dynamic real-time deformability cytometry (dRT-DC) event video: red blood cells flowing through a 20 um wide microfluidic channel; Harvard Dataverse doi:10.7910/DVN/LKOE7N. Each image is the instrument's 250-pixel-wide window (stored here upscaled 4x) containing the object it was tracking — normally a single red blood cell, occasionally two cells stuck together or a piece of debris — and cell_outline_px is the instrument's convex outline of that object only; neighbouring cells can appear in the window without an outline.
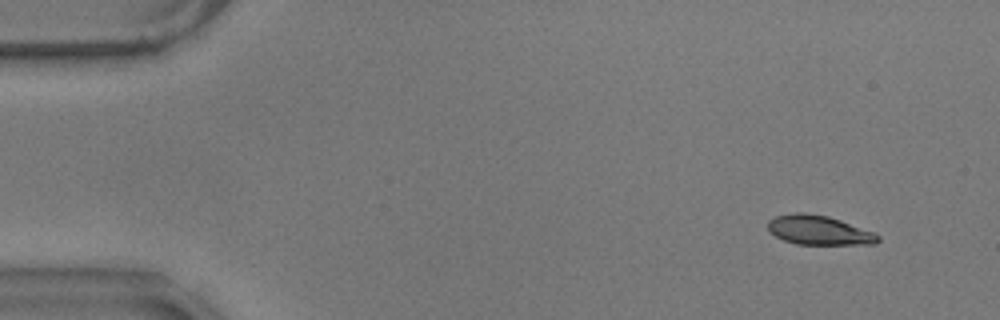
{"species": "common noctule bat (a hibernating species)", "species_latin": "Nyctalus noctula", "temperature_condition": "warm", "stored_images_in_passage": 54, "camera_frame_rate_fps": 3000, "um_per_image_px": 0.085, "animal": {"sex": "male", "body_mass_g": 17.9}, "frame": {"image": 1, "passage_image": 1, "time_ms": 0.0, "image_size_px": [1000, 320], "cell_outline_px": [[880, 240], [876, 244], [796, 244], [784, 240], [768, 232], [768, 220], [776, 216], [796, 212], [804, 212], [828, 216], [876, 232], [880, 236]], "centroid_in_image_um": [69.62, 19.56], "position_along_channel_um": 15.4, "area_um2": 18.96}}
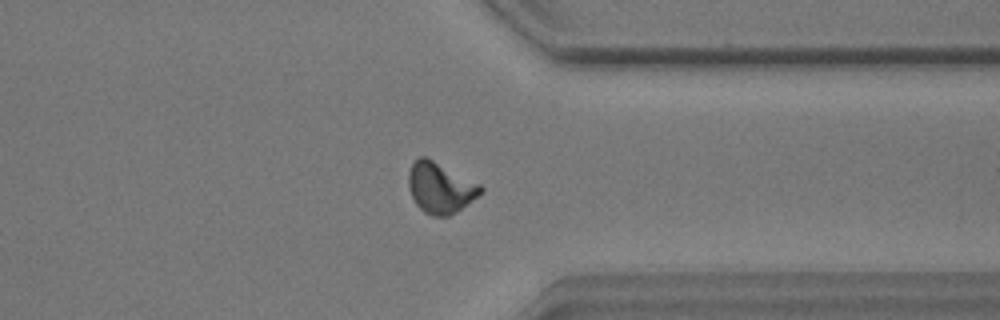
{"frame": {"image": 2, "passage_image": 41, "time_ms": 13.333, "image_size_px": [1000, 320], "cell_outline_px": [[484, 188], [472, 200], [456, 212], [448, 216], [432, 216], [424, 212], [416, 204], [412, 196], [408, 184], [408, 172], [412, 164], [420, 156], [424, 156], [480, 184]], "centroid_in_image_um": [37.39, 15.97], "position_along_channel_um": 374.0, "area_um2": 20.87}}
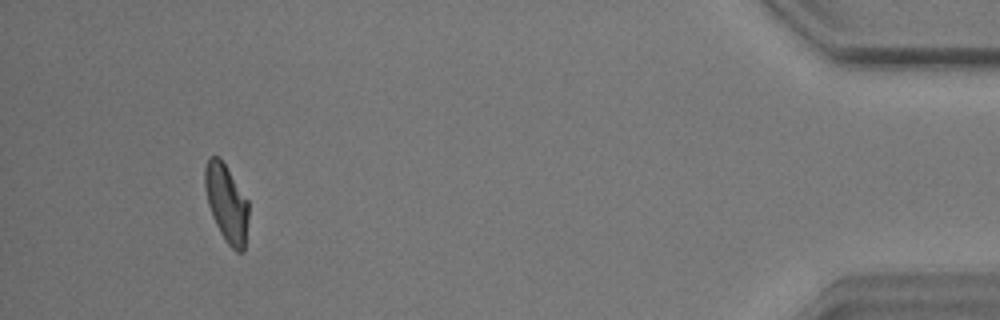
{"frame": {"image": 3, "passage_image": 50, "time_ms": 16.333, "image_size_px": [1000, 320], "cell_outline_px": [[248, 216], [244, 252], [236, 252], [228, 244], [220, 232], [212, 216], [208, 204], [204, 184], [204, 168], [208, 160], [212, 156], [220, 156], [248, 200]], "centroid_in_image_um": [19.25, 17.26], "position_along_channel_um": 415.9, "area_um2": 19.71}, "authors_computed_cell_mechanics": {"area_um2": 20.0566, "velocity_mm_per_s": 3.5177, "shape_relaxation_time_tau1_ms": 2.9583, "shape_relaxation_time_tau2_ms": 1.8774, "deformation_change_tau1": 0.1602, "deformation_change_tau2": 0.0852}}